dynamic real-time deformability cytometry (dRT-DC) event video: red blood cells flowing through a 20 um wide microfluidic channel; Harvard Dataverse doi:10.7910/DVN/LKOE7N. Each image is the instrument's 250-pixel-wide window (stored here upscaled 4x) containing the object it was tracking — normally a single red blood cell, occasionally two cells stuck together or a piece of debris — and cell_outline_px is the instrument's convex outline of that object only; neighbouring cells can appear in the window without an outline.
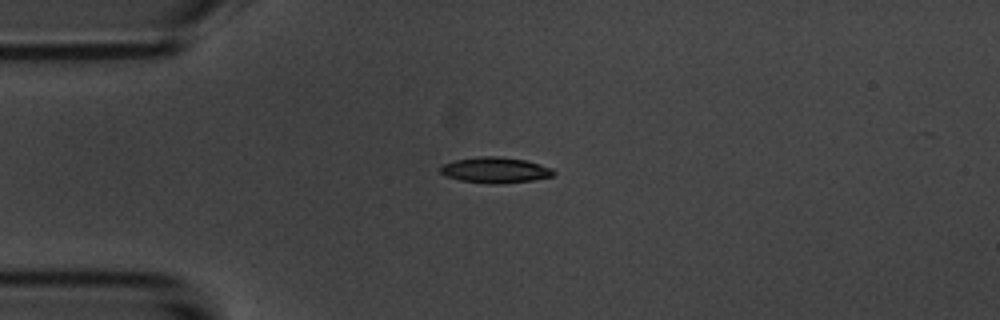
{"species": "common noctule bat (a hibernating species)", "species_latin": "Nyctalus noctula", "temperature_condition": "room temperature", "stored_images_in_passage": 5, "camera_frame_rate_fps": 3000, "um_per_image_px": 0.085, "animal": {"sex": "male", "body_mass_g": 20.1, "forearm_length_mm": 53.5}, "frame": {"image": 1, "passage_image": 1, "time_ms": 0.0, "image_size_px": [1000, 320], "cell_outline_px": [[556, 172], [552, 176], [532, 180], [496, 184], [488, 184], [460, 180], [444, 176], [440, 172], [440, 164], [456, 160], [480, 156], [496, 156], [524, 160], [540, 164], [552, 168]], "centroid_in_image_um": [42.06, 14.46], "position_along_channel_um": 42.9, "area_um2": 16.99}}
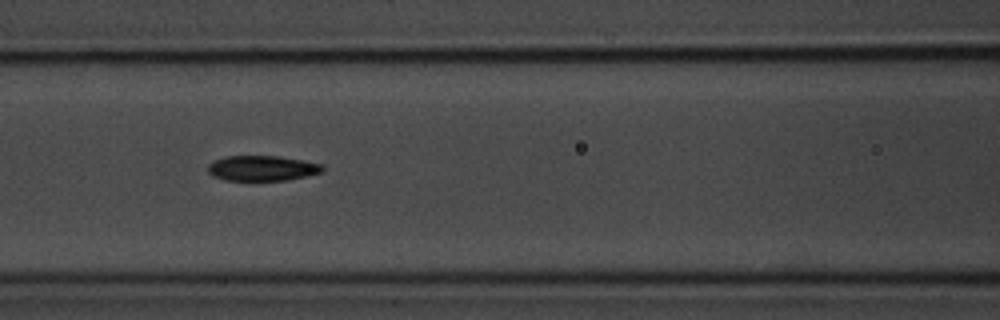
{"frame": {"image": 2, "passage_image": 4, "time_ms": 3.333, "image_size_px": [1000, 320], "cell_outline_px": [[324, 172], [284, 180], [224, 180], [212, 176], [208, 172], [208, 164], [216, 160], [228, 156], [280, 156], [324, 164]], "centroid_in_image_um": [22.3, 14.29], "position_along_channel_um": 144.3, "area_um2": 16.82}}
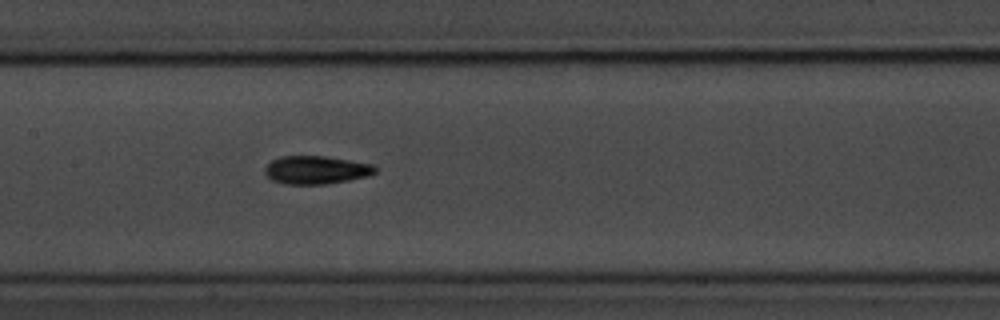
{"frame": {"image": 3, "passage_image": 5, "time_ms": 4.333, "image_size_px": [1000, 320], "cell_outline_px": [[376, 172], [368, 176], [348, 180], [324, 184], [284, 184], [272, 180], [264, 172], [264, 168], [272, 160], [280, 156], [324, 156], [376, 164]], "centroid_in_image_um": [26.88, 14.44], "position_along_channel_um": 180.5, "area_um2": 18.15}}